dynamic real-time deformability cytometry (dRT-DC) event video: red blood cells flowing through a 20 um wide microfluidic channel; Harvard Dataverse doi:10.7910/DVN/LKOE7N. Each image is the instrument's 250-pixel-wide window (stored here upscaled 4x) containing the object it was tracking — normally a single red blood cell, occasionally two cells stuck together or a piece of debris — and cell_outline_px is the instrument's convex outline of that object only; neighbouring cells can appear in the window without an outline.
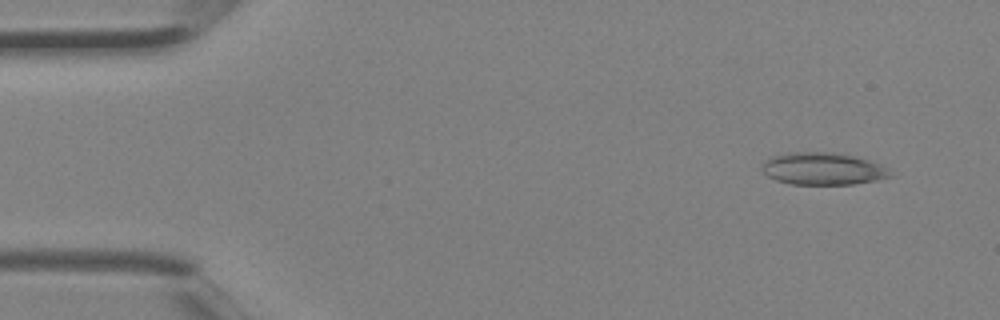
{"species": "Egyptian fruit bat (a non-hibernating species)", "species_latin": "Rousettus aegyptiacus", "temperature_condition": "room temperature", "stored_images_in_passage": 3, "camera_frame_rate_fps": 3000, "um_per_image_px": 0.085, "animal": {"sex": "female"}, "frame": {"image": 1, "passage_image": 1, "time_ms": 0.0, "image_size_px": [1000, 320], "cell_outline_px": [[892, 176], [876, 180], [852, 184], [792, 184], [776, 180], [768, 176], [764, 172], [764, 160], [772, 156], [788, 152], [832, 152], [856, 156], [880, 164], [888, 168]], "centroid_in_image_um": [69.96, 14.33], "position_along_channel_um": 15.0, "area_um2": 23.99}}